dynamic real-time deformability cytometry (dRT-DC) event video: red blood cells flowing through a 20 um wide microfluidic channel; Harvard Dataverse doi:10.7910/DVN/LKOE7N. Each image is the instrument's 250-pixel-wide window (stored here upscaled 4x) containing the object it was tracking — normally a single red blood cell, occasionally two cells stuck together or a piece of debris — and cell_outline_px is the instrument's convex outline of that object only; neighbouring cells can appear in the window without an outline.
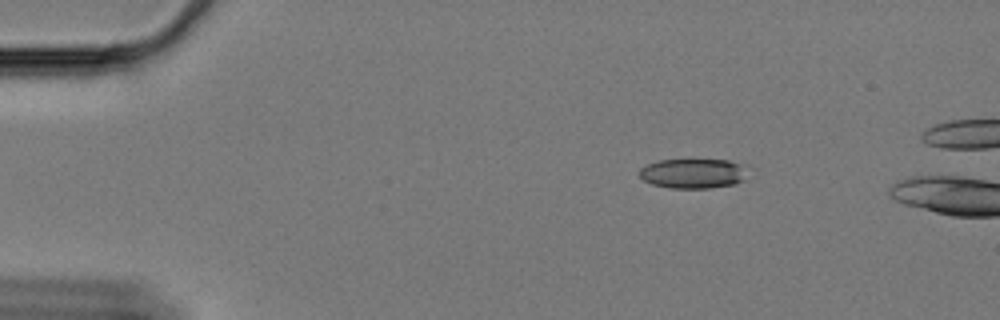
{"species": "Egyptian fruit bat (a non-hibernating species)", "species_latin": "Rousettus aegyptiacus", "temperature_condition": "cold", "stored_images_in_passage": 57, "camera_frame_rate_fps": 3000, "um_per_image_px": 0.085, "animal": {"sex": "female"}, "frame": {"image": 1, "passage_image": 9, "time_ms": 2.667, "image_size_px": [1000, 320], "cell_outline_px": [[744, 180], [736, 184], [708, 188], [668, 188], [652, 184], [644, 180], [640, 176], [640, 168], [648, 164], [660, 160], [728, 160], [740, 164]], "centroid_in_image_um": [58.85, 14.76], "position_along_channel_um": 26.2, "area_um2": 18.38}}
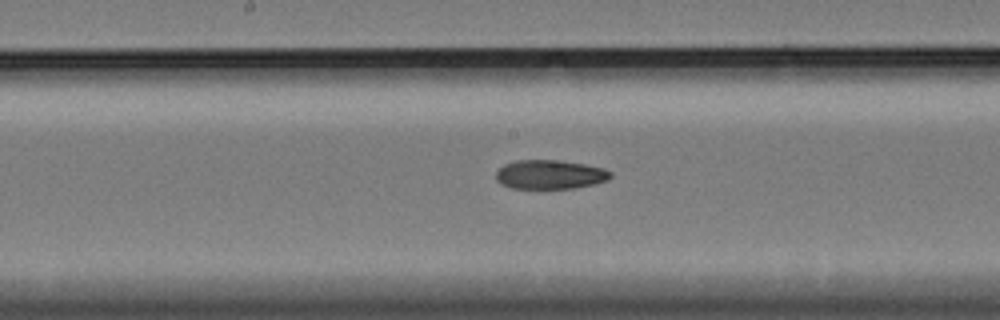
{"frame": {"image": 2, "passage_image": 31, "time_ms": 10.0, "image_size_px": [1000, 320], "cell_outline_px": [[612, 176], [608, 180], [592, 184], [572, 188], [512, 188], [500, 184], [496, 180], [496, 172], [504, 164], [516, 160], [560, 160], [584, 164], [604, 168], [612, 172]], "centroid_in_image_um": [46.74, 14.82], "position_along_channel_um": 201.5, "area_um2": 19.42}}
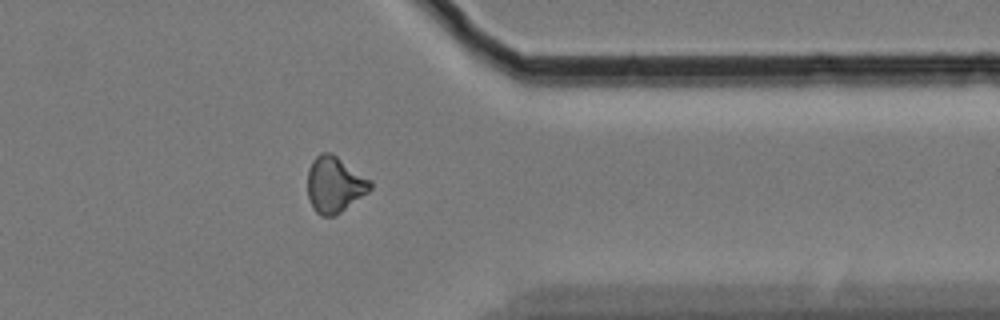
{"frame": {"image": 3, "passage_image": 48, "time_ms": 15.667, "image_size_px": [1000, 320], "cell_outline_px": [[372, 188], [368, 192], [336, 216], [320, 216], [312, 208], [308, 196], [308, 168], [312, 160], [320, 152], [332, 152], [372, 180]], "centroid_in_image_um": [28.44, 15.68], "position_along_channel_um": 383.0, "area_um2": 20.81}}